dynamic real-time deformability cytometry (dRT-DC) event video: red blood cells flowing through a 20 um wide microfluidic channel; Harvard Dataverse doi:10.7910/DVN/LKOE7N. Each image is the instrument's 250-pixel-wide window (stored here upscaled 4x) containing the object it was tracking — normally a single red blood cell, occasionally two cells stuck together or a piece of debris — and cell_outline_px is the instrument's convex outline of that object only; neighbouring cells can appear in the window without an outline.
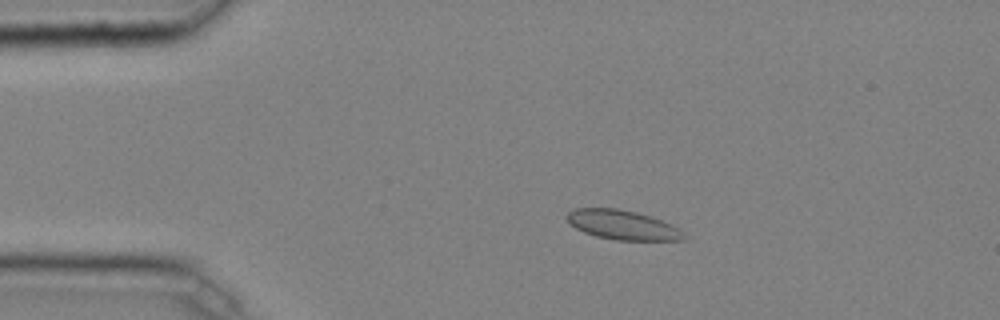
{"species": "common noctule bat (a hibernating species)", "species_latin": "Nyctalus noctula", "temperature_condition": "cold", "stored_images_in_passage": 48, "camera_frame_rate_fps": 3000, "um_per_image_px": 0.085, "animal": {"sex": "male", "body_mass_g": 20.4}, "frame": {"image": 1, "passage_image": 10, "time_ms": 3.0, "image_size_px": [1000, 320], "cell_outline_px": [[688, 240], [616, 240], [596, 236], [584, 232], [576, 228], [564, 216], [568, 212], [576, 208], [616, 208], [636, 212], [672, 224], [680, 228], [688, 236]], "centroid_in_image_um": [52.96, 19.13], "position_along_channel_um": 32.0, "area_um2": 20.11}}
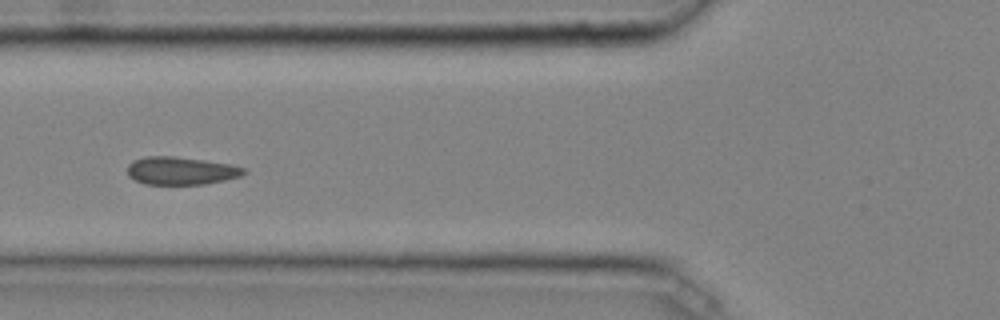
{"frame": {"image": 2, "passage_image": 19, "time_ms": 6.0, "image_size_px": [1000, 320], "cell_outline_px": [[248, 172], [240, 176], [224, 180], [204, 184], [144, 184], [128, 176], [128, 164], [132, 160], [144, 156], [176, 156], [232, 164], [244, 168]], "centroid_in_image_um": [15.37, 14.5], "position_along_channel_um": 110.4, "area_um2": 19.02}}
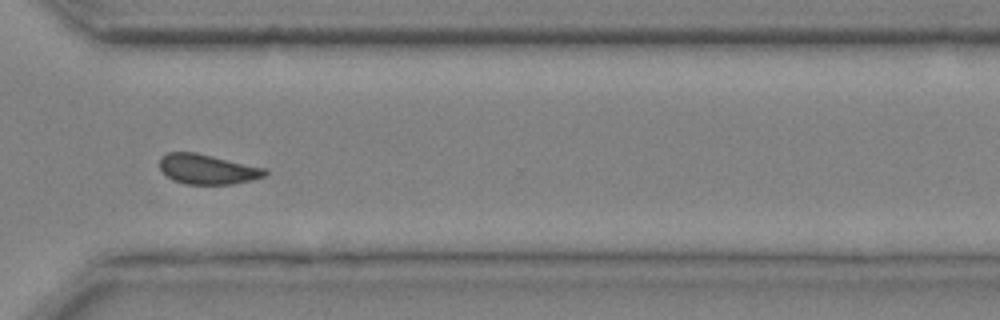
{"frame": {"image": 3, "passage_image": 37, "time_ms": 12.0, "image_size_px": [1000, 320], "cell_outline_px": [[268, 172], [264, 176], [252, 180], [232, 184], [184, 184], [172, 180], [160, 168], [160, 156], [168, 152], [196, 152], [264, 168]], "centroid_in_image_um": [17.6, 14.38], "position_along_channel_um": 353.0, "area_um2": 18.26}, "authors_computed_cell_mechanics": {"area_um2": 18.5538, "velocity_mm_per_s": 4.0314, "shape_relaxation_time_tau1_ms": 9.1699, "shape_relaxation_time_tau2_ms": null, "deformation_change_tau1": 0.1052, "deformation_change_tau2": null}}